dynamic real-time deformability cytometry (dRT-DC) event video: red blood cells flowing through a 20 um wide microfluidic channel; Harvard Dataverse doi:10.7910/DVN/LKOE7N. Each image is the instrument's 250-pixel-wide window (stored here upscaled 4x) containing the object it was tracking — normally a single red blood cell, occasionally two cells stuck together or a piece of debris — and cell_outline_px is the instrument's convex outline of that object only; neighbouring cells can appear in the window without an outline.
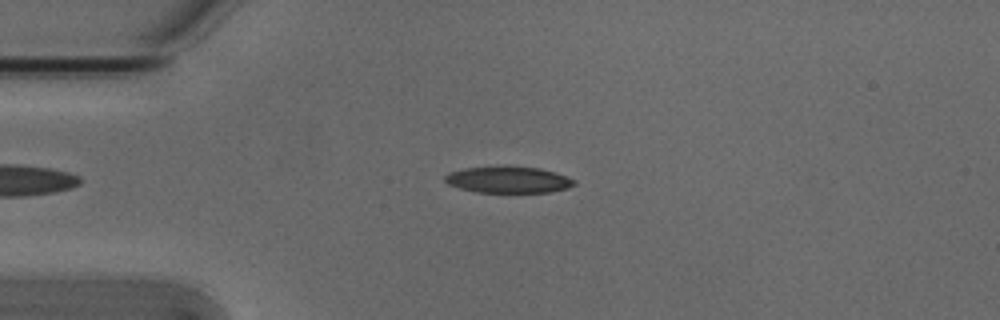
{"species": "Egyptian fruit bat (a non-hibernating species)", "species_latin": "Rousettus aegyptiacus", "temperature_condition": "cold", "stored_images_in_passage": 6, "camera_frame_rate_fps": 3000, "um_per_image_px": 0.085, "animal": {"sex": "male"}, "frame": {"image": 1, "passage_image": 2, "time_ms": 0.333, "image_size_px": [1000, 320], "cell_outline_px": [[576, 184], [568, 188], [548, 192], [476, 192], [460, 188], [448, 184], [444, 180], [444, 176], [448, 172], [464, 168], [504, 164], [540, 168], [576, 180]], "centroid_in_image_um": [43.16, 15.24], "position_along_channel_um": 41.8, "area_um2": 20.35}}
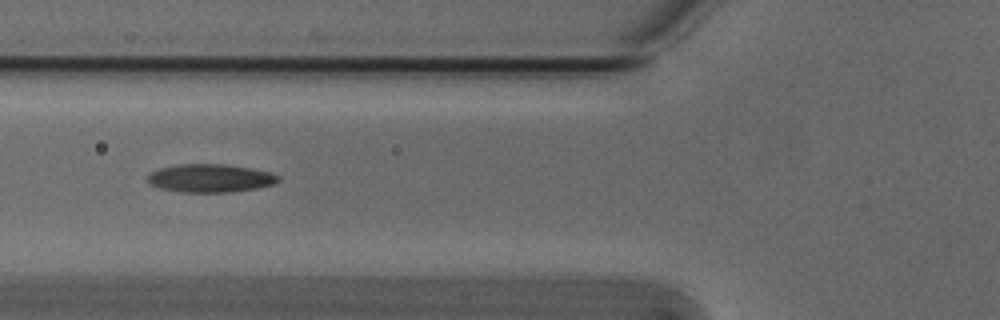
{"frame": {"image": 2, "passage_image": 4, "time_ms": 1.0, "image_size_px": [1000, 320], "cell_outline_px": [[280, 180], [272, 184], [256, 188], [232, 192], [180, 192], [160, 188], [148, 184], [148, 176], [152, 172], [160, 168], [176, 164], [224, 164], [252, 168], [272, 172], [280, 176]], "centroid_in_image_um": [17.88, 15.14], "position_along_channel_um": 107.9, "area_um2": 21.56}}
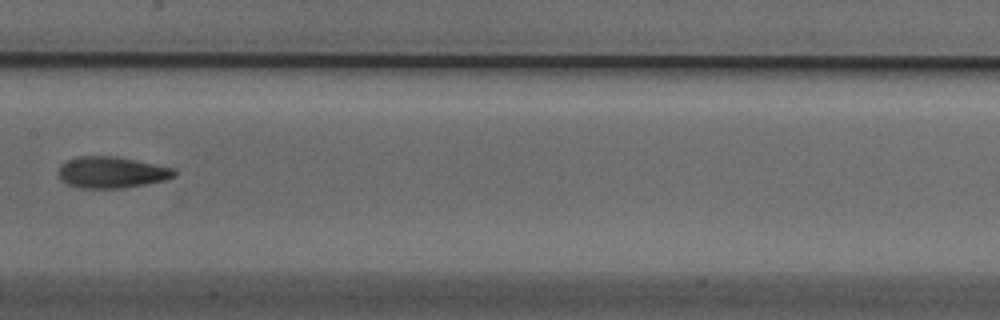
{"frame": {"image": 3, "passage_image": 6, "time_ms": 1.667, "image_size_px": [1000, 320], "cell_outline_px": [[176, 176], [164, 180], [144, 184], [120, 188], [80, 188], [68, 184], [60, 180], [60, 164], [76, 156], [116, 156], [176, 168]], "centroid_in_image_um": [9.5, 14.64], "position_along_channel_um": 197.9, "area_um2": 21.15}}